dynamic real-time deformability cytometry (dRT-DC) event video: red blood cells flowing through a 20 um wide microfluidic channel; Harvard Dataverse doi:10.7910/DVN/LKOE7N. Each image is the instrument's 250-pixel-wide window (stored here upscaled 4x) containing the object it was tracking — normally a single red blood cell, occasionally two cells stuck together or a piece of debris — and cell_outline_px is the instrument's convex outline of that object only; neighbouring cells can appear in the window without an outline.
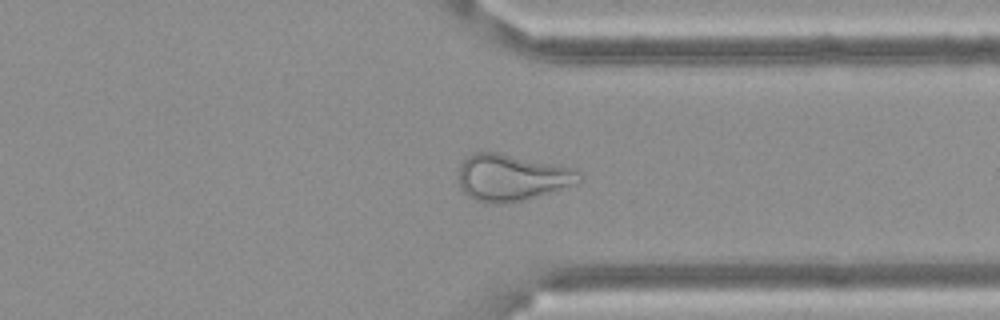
{"species": "Egyptian fruit bat (a non-hibernating species)", "species_latin": "Rousettus aegyptiacus", "temperature_condition": "cold", "stored_images_in_passage": 56, "camera_frame_rate_fps": 3000, "um_per_image_px": 0.085, "frame": {"image": 1, "passage_image": 43, "time_ms": 14.0, "image_size_px": [1000, 320], "cell_outline_px": [[584, 180], [536, 196], [520, 200], [496, 204], [492, 204], [476, 200], [468, 196], [460, 188], [460, 164], [472, 152], [496, 152], [556, 164], [572, 168], [584, 176]], "centroid_in_image_um": [43.48, 15.07], "position_along_channel_um": 367.9, "area_um2": 32.25}}
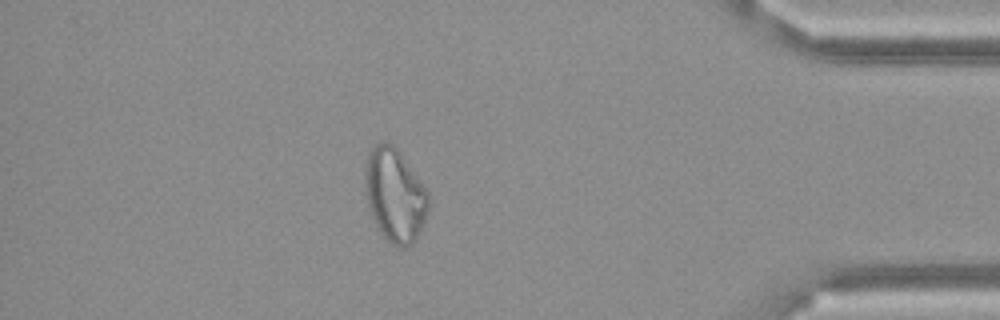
{"frame": {"image": 2, "passage_image": 49, "time_ms": 16.0, "image_size_px": [1000, 320], "cell_outline_px": [[428, 212], [412, 244], [404, 248], [396, 248], [384, 240], [372, 216], [364, 192], [364, 168], [368, 152], [380, 140], [388, 140], [400, 152], [420, 180], [428, 192]], "centroid_in_image_um": [33.52, 16.57], "position_along_channel_um": 401.7, "area_um2": 34.85}}